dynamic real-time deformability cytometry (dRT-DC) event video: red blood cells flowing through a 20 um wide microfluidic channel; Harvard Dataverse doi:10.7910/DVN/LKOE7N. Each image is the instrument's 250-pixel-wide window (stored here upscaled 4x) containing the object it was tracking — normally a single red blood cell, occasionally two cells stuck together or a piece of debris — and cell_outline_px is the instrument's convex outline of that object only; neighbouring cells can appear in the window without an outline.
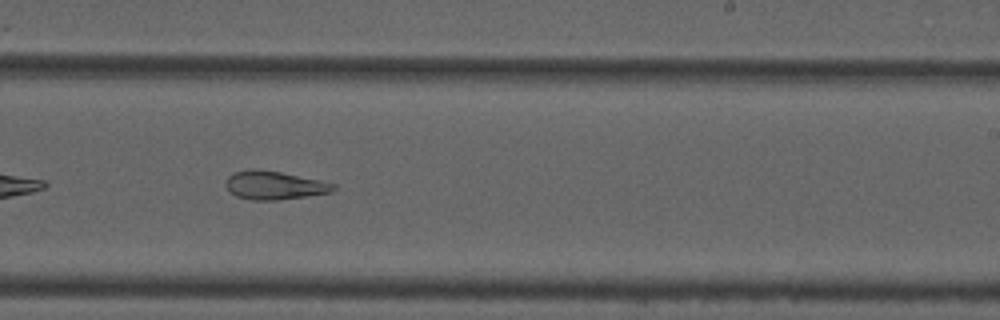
{"species": "common noctule bat (a hibernating species)", "species_latin": "Nyctalus noctula", "temperature_condition": "cold", "stored_images_in_passage": 31, "camera_frame_rate_fps": 3000, "um_per_image_px": 0.085, "animal": {"sex": "male", "forearm_length_mm": 52.5}, "frame": {"image": 1, "passage_image": 18, "time_ms": 5.667, "image_size_px": [1000, 320], "cell_outline_px": [[336, 188], [332, 192], [280, 200], [252, 200], [236, 196], [228, 192], [224, 184], [228, 176], [232, 172], [248, 168], [252, 168], [280, 172], [336, 184]], "centroid_in_image_um": [23.24, 15.75], "position_along_channel_um": 265.8, "area_um2": 17.98}, "authors_computed_cell_mechanics": {"area_um2": 18.207, "velocity_mm_per_s": 3.725, "shape_relaxation_time_tau1_ms": null, "shape_relaxation_time_tau2_ms": 4.6391, "deformation_change_tau1": null, "deformation_change_tau2": 0.1397}}